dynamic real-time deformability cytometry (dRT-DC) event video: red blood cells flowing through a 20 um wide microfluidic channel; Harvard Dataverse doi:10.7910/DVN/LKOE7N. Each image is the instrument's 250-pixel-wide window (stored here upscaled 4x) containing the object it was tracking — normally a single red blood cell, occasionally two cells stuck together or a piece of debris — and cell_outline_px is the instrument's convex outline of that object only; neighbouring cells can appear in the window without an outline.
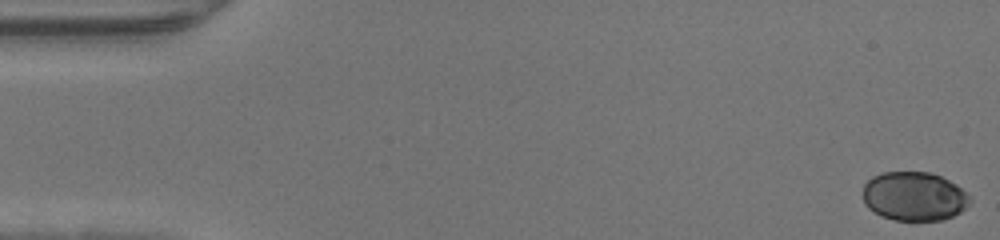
{"species": "human", "species_latin": "Homo sapiens", "temperature_condition": "warm", "stored_images_in_passage": 47, "camera_frame_rate_fps": 3000, "um_per_image_px": 0.085, "donor": {"sex": "male"}, "frame": {"image": 1, "passage_image": 1, "time_ms": 0.0, "image_size_px": [1000, 240], "cell_outline_px": [[972, 200], [960, 212], [944, 220], [896, 220], [880, 216], [868, 208], [864, 204], [864, 184], [872, 176], [884, 172], [932, 172], [956, 184]], "centroid_in_image_um": [77.68, 16.69], "position_along_channel_um": 7.3, "area_um2": 30.46}}
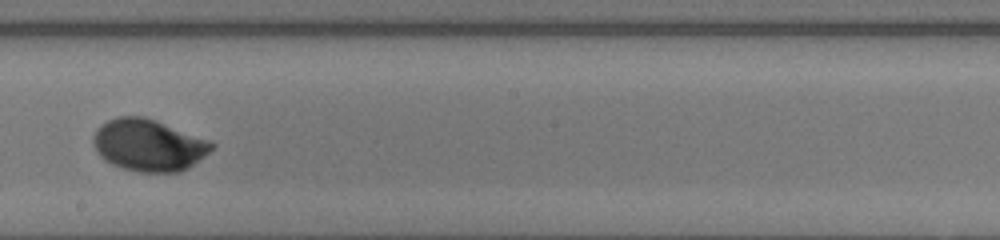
{"frame": {"image": 2, "passage_image": 27, "time_ms": 8.667, "image_size_px": [1000, 240], "cell_outline_px": [[216, 144], [204, 156], [188, 168], [180, 172], [140, 172], [124, 168], [112, 164], [104, 160], [100, 156], [92, 140], [92, 136], [96, 128], [100, 124], [116, 116], [144, 116], [156, 120], [212, 140]], "centroid_in_image_um": [12.63, 12.32], "position_along_channel_um": 235.6, "area_um2": 36.07}}
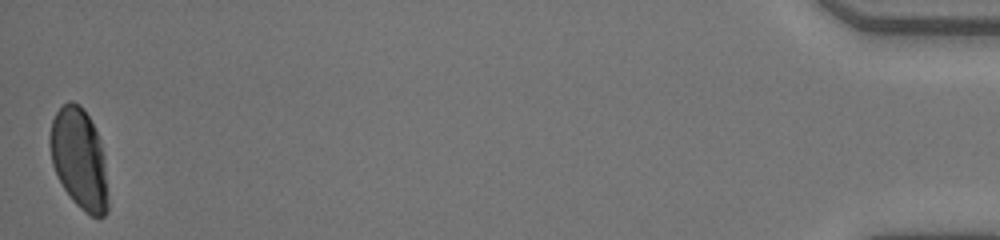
{"frame": {"image": 3, "passage_image": 47, "time_ms": 15.333, "image_size_px": [1000, 240], "cell_outline_px": [[108, 212], [104, 216], [92, 216], [84, 212], [72, 200], [64, 188], [52, 164], [48, 144], [48, 136], [52, 120], [56, 112], [68, 100], [72, 100], [80, 104], [88, 116], [100, 140], [104, 156], [108, 200]], "centroid_in_image_um": [6.72, 13.49], "position_along_channel_um": 428.5, "area_um2": 34.16}}